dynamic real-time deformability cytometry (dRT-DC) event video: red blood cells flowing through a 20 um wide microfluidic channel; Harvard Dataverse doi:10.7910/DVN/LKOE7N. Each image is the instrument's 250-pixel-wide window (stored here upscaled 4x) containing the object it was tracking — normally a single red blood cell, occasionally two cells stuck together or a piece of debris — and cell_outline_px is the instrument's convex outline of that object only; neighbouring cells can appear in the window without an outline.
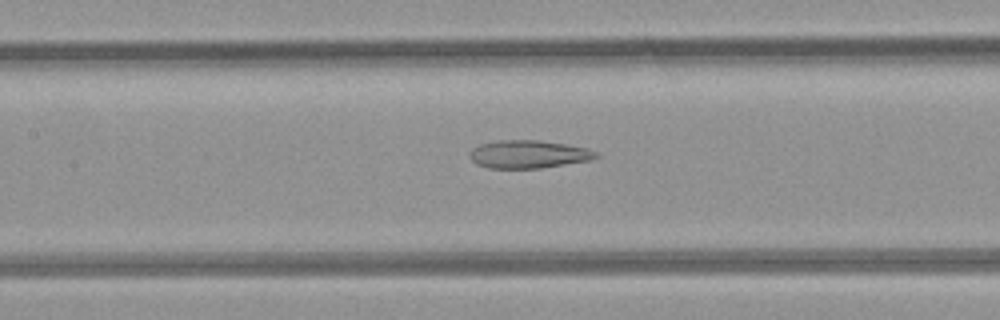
{"species": "common noctule bat (a hibernating species)", "species_latin": "Nyctalus noctula", "temperature_condition": "room temperature", "stored_images_in_passage": 25, "camera_frame_rate_fps": 3000, "um_per_image_px": 0.085, "animal": {"sex": "female", "body_mass_g": 21.9}, "frame": {"image": 1, "passage_image": 8, "time_ms": 2.333, "image_size_px": [1000, 320], "cell_outline_px": [[600, 156], [592, 160], [540, 168], [488, 168], [476, 164], [472, 160], [472, 148], [480, 144], [500, 140], [540, 140], [588, 148], [596, 152]], "centroid_in_image_um": [44.96, 13.11], "position_along_channel_um": 162.4, "area_um2": 20.46}}
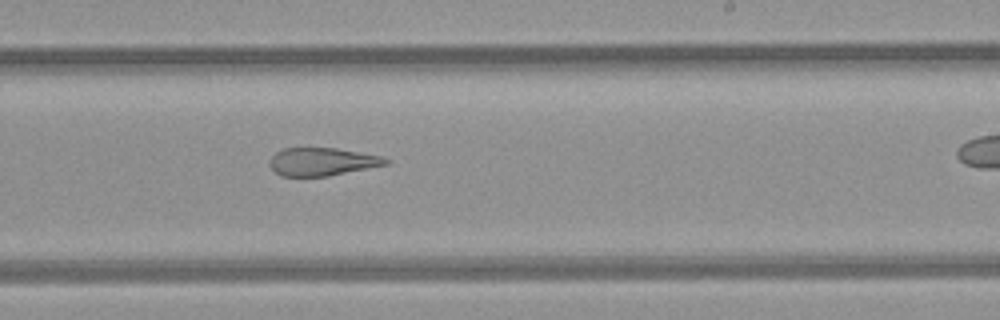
{"frame": {"image": 2, "passage_image": 15, "time_ms": 4.667, "image_size_px": [1000, 320], "cell_outline_px": [[392, 160], [388, 164], [328, 176], [280, 176], [268, 164], [272, 156], [276, 152], [284, 148], [336, 148], [380, 156]], "centroid_in_image_um": [27.37, 13.74], "position_along_channel_um": 261.6, "area_um2": 18.79}}
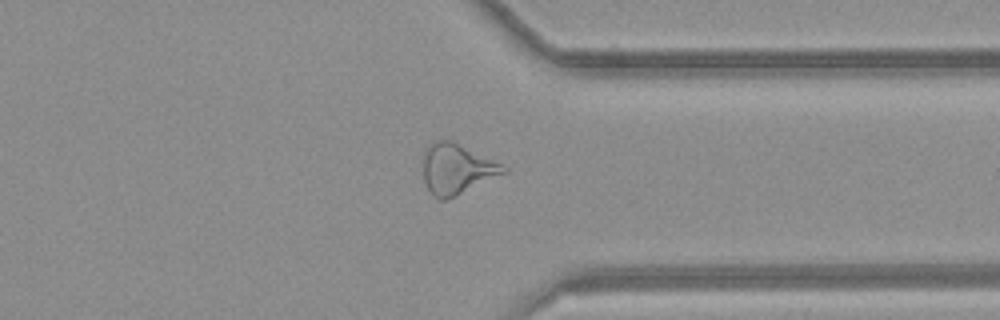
{"frame": {"image": 3, "passage_image": 23, "time_ms": 7.333, "image_size_px": [1000, 320], "cell_outline_px": [[508, 172], [456, 196], [444, 200], [440, 200], [432, 196], [424, 180], [424, 148], [432, 140], [452, 140], [508, 168]], "centroid_in_image_um": [38.8, 14.36], "position_along_channel_um": 372.6, "area_um2": 23.52}}